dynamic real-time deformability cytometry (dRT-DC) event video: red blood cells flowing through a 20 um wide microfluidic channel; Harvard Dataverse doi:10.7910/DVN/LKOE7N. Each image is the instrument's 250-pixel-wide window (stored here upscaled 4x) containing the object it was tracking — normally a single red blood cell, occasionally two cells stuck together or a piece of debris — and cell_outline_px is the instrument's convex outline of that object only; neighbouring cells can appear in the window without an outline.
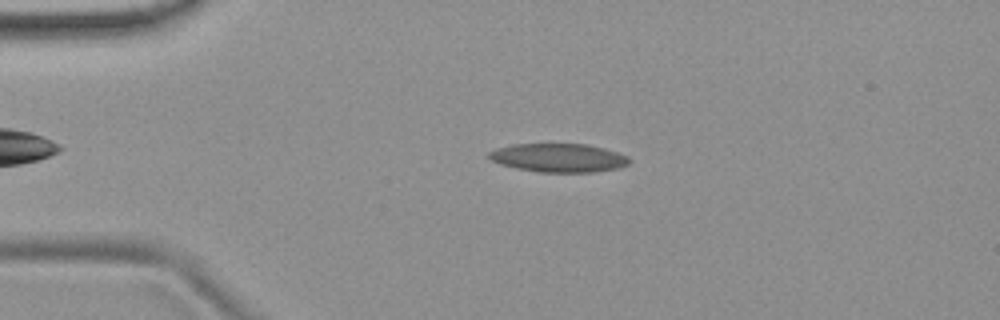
{"species": "common noctule bat (a hibernating species)", "species_latin": "Nyctalus noctula", "temperature_condition": "room temperature", "stored_images_in_passage": 5, "camera_frame_rate_fps": 3000, "um_per_image_px": 0.085, "animal": {"sex": "female", "body_mass_g": 19.9}, "frame": {"image": 1, "passage_image": 3, "time_ms": 0.667, "image_size_px": [1000, 320], "cell_outline_px": [[632, 160], [628, 164], [616, 168], [592, 172], [540, 172], [516, 168], [500, 164], [492, 160], [488, 156], [488, 152], [496, 148], [512, 144], [588, 144], [604, 148], [628, 156]], "centroid_in_image_um": [47.47, 13.41], "position_along_channel_um": 37.5, "area_um2": 23.35}}